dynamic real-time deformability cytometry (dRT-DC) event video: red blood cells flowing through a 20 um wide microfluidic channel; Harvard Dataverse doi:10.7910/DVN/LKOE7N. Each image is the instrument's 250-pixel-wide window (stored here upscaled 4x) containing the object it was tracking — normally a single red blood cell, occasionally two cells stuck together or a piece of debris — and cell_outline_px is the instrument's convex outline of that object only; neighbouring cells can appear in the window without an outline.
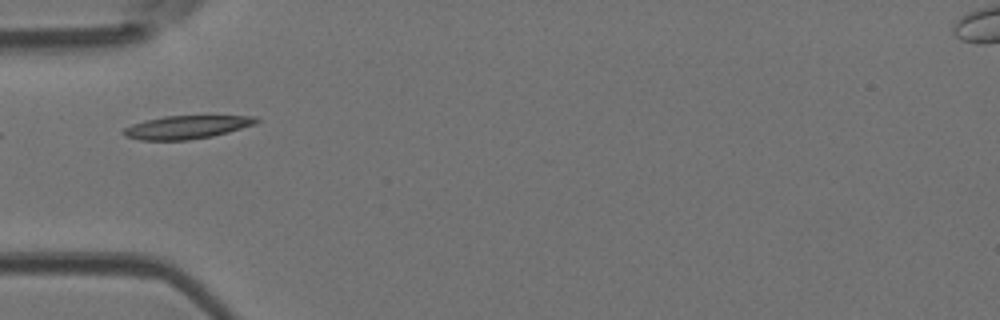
{"species": "Egyptian fruit bat (a non-hibernating species)", "species_latin": "Rousettus aegyptiacus", "temperature_condition": "room temperature", "stored_images_in_passage": 5, "camera_frame_rate_fps": 3000, "um_per_image_px": 0.085, "animal": {"sex": "female"}, "frame": {"image": 1, "passage_image": 5, "time_ms": 1.333, "image_size_px": [1000, 320], "cell_outline_px": [[260, 120], [256, 124], [228, 132], [212, 136], [188, 140], [140, 140], [124, 136], [120, 132], [124, 128], [132, 124], [164, 116], [252, 116]], "centroid_in_image_um": [15.83, 10.82], "position_along_channel_um": 69.2, "area_um2": 17.86}}